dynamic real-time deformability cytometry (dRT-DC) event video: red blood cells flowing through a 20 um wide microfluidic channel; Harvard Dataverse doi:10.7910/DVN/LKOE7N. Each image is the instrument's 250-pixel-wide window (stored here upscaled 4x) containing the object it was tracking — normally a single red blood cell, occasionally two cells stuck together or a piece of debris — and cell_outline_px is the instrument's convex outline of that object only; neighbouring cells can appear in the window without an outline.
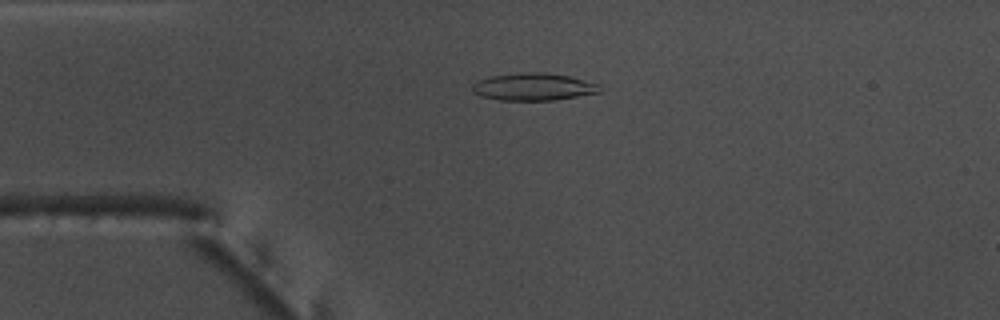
{"species": "common noctule bat (a hibernating species)", "species_latin": "Nyctalus noctula", "temperature_condition": "warm", "stored_images_in_passage": 48, "camera_frame_rate_fps": 3000, "um_per_image_px": 0.085, "animal": {"sex": "male", "body_mass_g": 17.5, "forearm_length_mm": 52.3}, "frame": {"image": 1, "passage_image": 13, "time_ms": 4.0, "image_size_px": [1000, 320], "cell_outline_px": [[600, 92], [556, 100], [500, 100], [480, 96], [472, 92], [472, 84], [480, 80], [492, 76], [524, 72], [544, 72], [568, 76], [600, 84]], "centroid_in_image_um": [45.34, 7.38], "position_along_channel_um": 39.7, "area_um2": 20.23}}
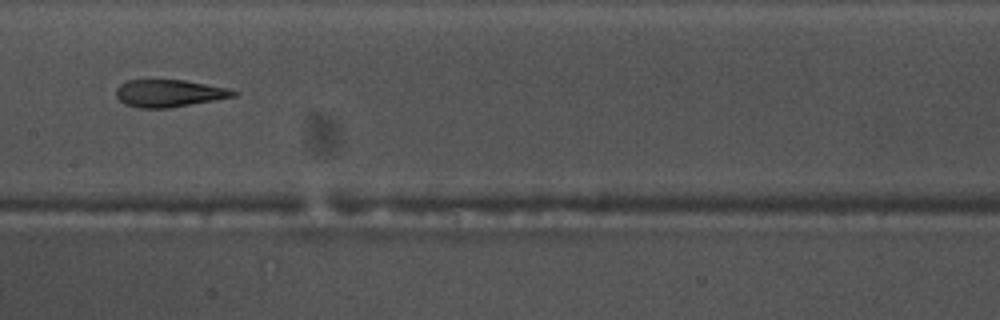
{"frame": {"image": 2, "passage_image": 27, "time_ms": 8.667, "image_size_px": [1000, 320], "cell_outline_px": [[236, 96], [216, 100], [168, 108], [136, 108], [124, 104], [116, 96], [116, 88], [120, 84], [128, 80], [184, 80], [228, 88], [236, 92]], "centroid_in_image_um": [14.34, 7.93], "position_along_channel_um": 193.1, "area_um2": 18.67}}
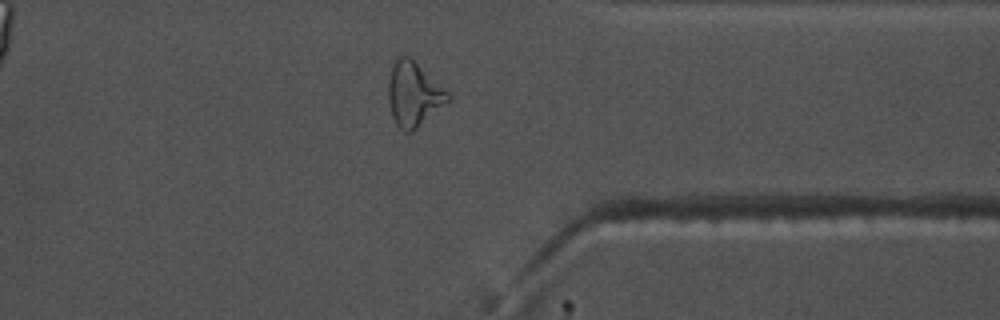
{"frame": {"image": 3, "passage_image": 42, "time_ms": 13.667, "image_size_px": [1000, 320], "cell_outline_px": [[452, 100], [412, 132], [404, 132], [396, 124], [392, 116], [388, 100], [388, 84], [392, 68], [396, 60], [400, 56], [408, 56], [448, 92], [452, 96]], "centroid_in_image_um": [35.18, 8.06], "position_along_channel_um": 376.2, "area_um2": 22.08}, "authors_computed_cell_mechanics": {"area_um2": 19.6809, "velocity_mm_per_s": 3.8059, "shape_relaxation_time_tau1_ms": 9.0734, "shape_relaxation_time_tau2_ms": 2.4323, "deformation_change_tau1": 0.276, "deformation_change_tau2": 0.1271}}